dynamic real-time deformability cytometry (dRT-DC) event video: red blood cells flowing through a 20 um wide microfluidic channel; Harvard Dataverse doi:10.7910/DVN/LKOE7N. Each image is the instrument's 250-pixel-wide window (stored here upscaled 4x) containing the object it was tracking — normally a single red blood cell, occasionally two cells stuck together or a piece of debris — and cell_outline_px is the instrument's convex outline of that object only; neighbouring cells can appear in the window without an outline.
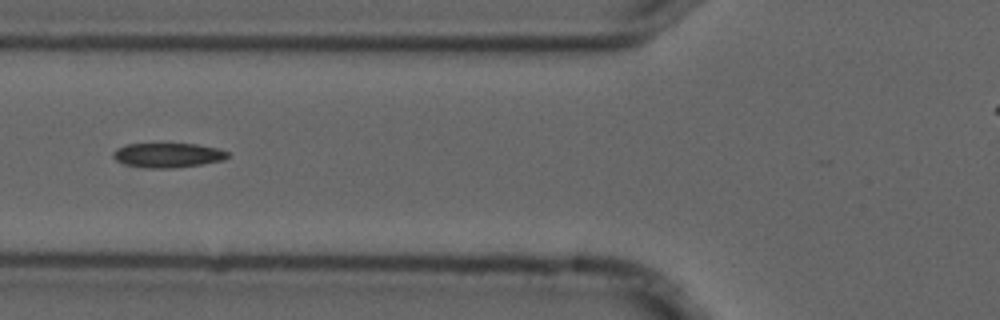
{"species": "common noctule bat (a hibernating species)", "species_latin": "Nyctalus noctula", "temperature_condition": "cold", "stored_images_in_passage": 7, "camera_frame_rate_fps": 3000, "um_per_image_px": 0.085, "animal": {"sex": "male", "forearm_length_mm": 52.5}, "frame": {"image": 1, "passage_image": 7, "time_ms": 2.0, "image_size_px": [1000, 320], "cell_outline_px": [[228, 156], [224, 160], [176, 168], [148, 168], [124, 164], [116, 160], [112, 156], [112, 152], [116, 148], [124, 144], [196, 144], [216, 148], [228, 152]], "centroid_in_image_um": [14.22, 13.19], "position_along_channel_um": 111.6, "area_um2": 16.36}}